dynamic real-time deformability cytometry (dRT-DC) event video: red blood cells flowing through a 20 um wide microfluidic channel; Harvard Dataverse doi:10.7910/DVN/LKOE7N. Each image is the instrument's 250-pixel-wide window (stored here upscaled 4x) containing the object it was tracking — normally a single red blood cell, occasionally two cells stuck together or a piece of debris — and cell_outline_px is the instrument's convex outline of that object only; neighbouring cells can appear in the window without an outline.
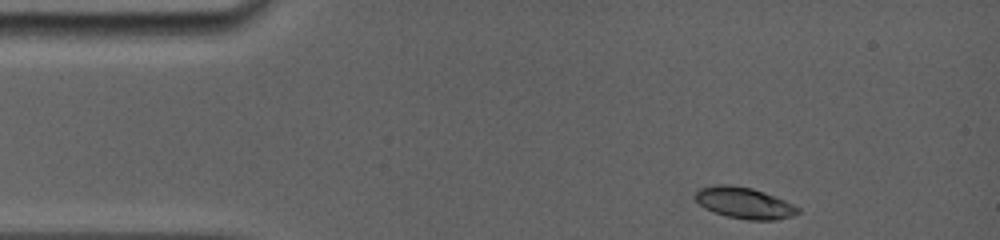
{"species": "common noctule bat (a hibernating species)", "species_latin": "Nyctalus noctula", "temperature_condition": "room temperature", "stored_images_in_passage": 35, "camera_frame_rate_fps": 5000, "um_per_image_px": 0.085, "animal": {"sex": "female", "body_mass_g": 19.0, "forearm_length_mm": 56.7}, "frame": {"image": 1, "passage_image": 1, "time_ms": 0.0, "image_size_px": [1000, 240], "cell_outline_px": [[800, 212], [792, 216], [772, 220], [748, 220], [728, 216], [704, 208], [692, 196], [700, 188], [712, 184], [728, 184], [752, 188], [764, 192], [784, 200], [800, 208]], "centroid_in_image_um": [63.23, 17.23], "position_along_channel_um": 21.8, "area_um2": 18.67}}
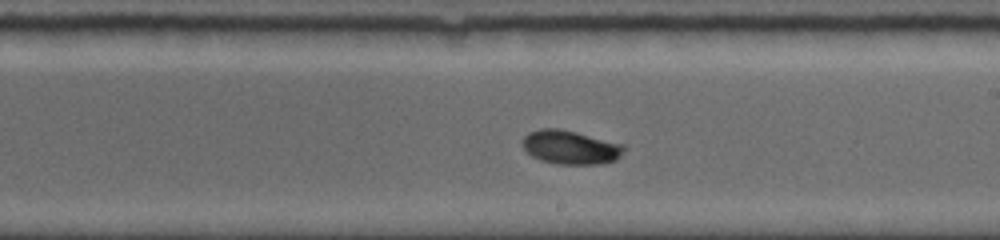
{"frame": {"image": 2, "passage_image": 20, "time_ms": 7.4, "image_size_px": [1000, 240], "cell_outline_px": [[624, 148], [620, 156], [616, 160], [600, 164], [556, 164], [540, 160], [532, 156], [520, 144], [520, 140], [528, 132], [540, 128], [556, 128], [576, 132], [624, 144]], "centroid_in_image_um": [48.44, 12.51], "position_along_channel_um": 240.6, "area_um2": 20.11}}
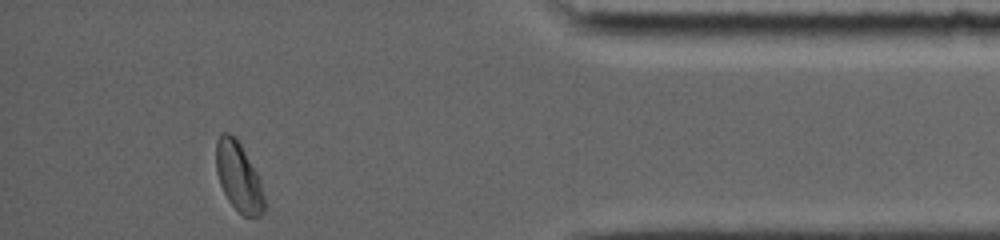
{"frame": {"image": 3, "passage_image": 35, "time_ms": 12.6, "image_size_px": [1000, 240], "cell_outline_px": [[264, 212], [260, 216], [244, 216], [228, 200], [220, 184], [216, 172], [216, 140], [224, 132], [228, 132], [236, 136], [260, 176], [264, 196]], "centroid_in_image_um": [20.3, 15.0], "position_along_channel_um": 414.9, "area_um2": 19.59}, "authors_computed_cell_mechanics": {"area_um2": 19.4208, "velocity_mm_per_s": 3.8557, "shape_relaxation_time_tau1_ms": 2.6278, "shape_relaxation_time_tau2_ms": null, "deformation_change_tau1": 0.1251, "deformation_change_tau2": null}}